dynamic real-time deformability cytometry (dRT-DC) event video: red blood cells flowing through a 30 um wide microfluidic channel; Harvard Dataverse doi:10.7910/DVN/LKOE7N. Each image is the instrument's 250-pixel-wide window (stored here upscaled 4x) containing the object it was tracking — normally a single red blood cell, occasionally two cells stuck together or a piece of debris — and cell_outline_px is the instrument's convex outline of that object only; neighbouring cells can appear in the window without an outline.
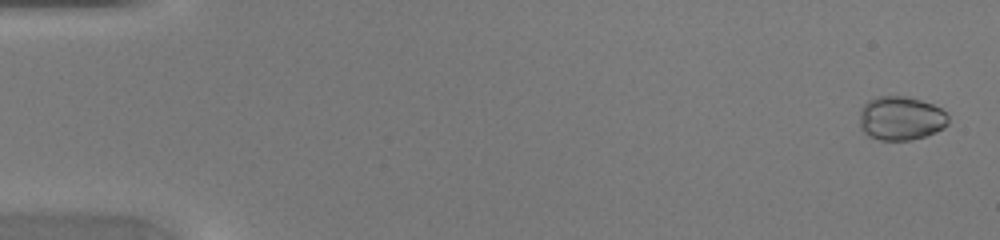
{"species": "common noctule bat (a hibernating species)", "species_latin": "Nyctalus noctula", "temperature_condition": "warm", "stored_images_in_passage": 47, "camera_frame_rate_fps": 3000, "um_per_image_px": 0.085, "animal": {"sex": "female", "body_mass_g": 20.0, "forearm_length_mm": 54.0}, "frame": {"image": 1, "passage_image": 2, "time_ms": 0.333, "image_size_px": [1000, 240], "cell_outline_px": [[948, 124], [944, 128], [936, 132], [912, 140], [880, 140], [868, 136], [860, 128], [860, 108], [868, 100], [876, 96], [908, 96], [932, 104], [948, 112]], "centroid_in_image_um": [76.57, 10.05], "position_along_channel_um": 8.4, "area_um2": 23.0}}
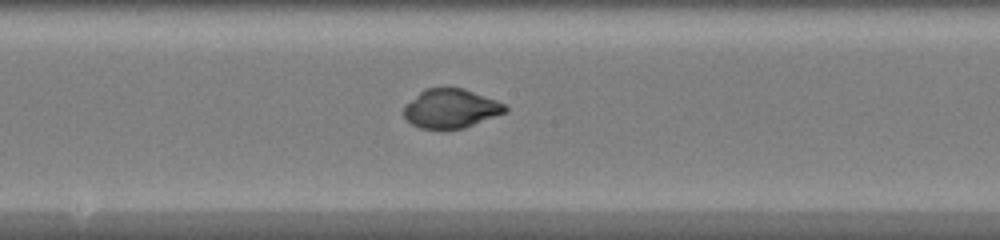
{"frame": {"image": 2, "passage_image": 26, "time_ms": 8.333, "image_size_px": [1000, 240], "cell_outline_px": [[508, 112], [464, 128], [444, 132], [420, 128], [412, 124], [404, 116], [404, 104], [424, 88], [464, 88], [496, 100], [504, 104], [508, 108]], "centroid_in_image_um": [38.31, 9.26], "position_along_channel_um": 209.9, "area_um2": 23.7}}
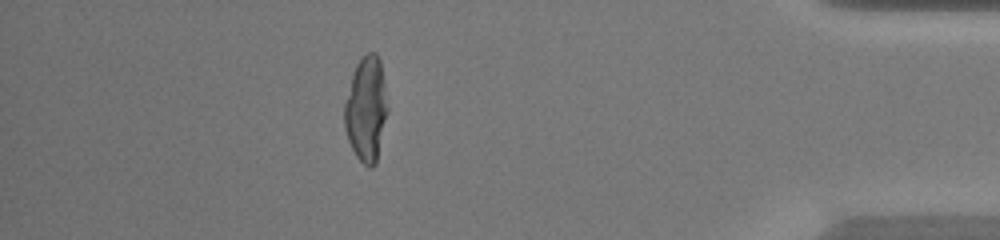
{"frame": {"image": 3, "passage_image": 42, "time_ms": 13.667, "image_size_px": [1000, 240], "cell_outline_px": [[388, 112], [376, 164], [372, 168], [368, 168], [356, 156], [348, 140], [344, 128], [344, 104], [352, 76], [356, 64], [368, 52], [376, 52], [380, 60], [388, 108]], "centroid_in_image_um": [31.13, 9.31], "position_along_channel_um": 404.1, "area_um2": 26.36}}